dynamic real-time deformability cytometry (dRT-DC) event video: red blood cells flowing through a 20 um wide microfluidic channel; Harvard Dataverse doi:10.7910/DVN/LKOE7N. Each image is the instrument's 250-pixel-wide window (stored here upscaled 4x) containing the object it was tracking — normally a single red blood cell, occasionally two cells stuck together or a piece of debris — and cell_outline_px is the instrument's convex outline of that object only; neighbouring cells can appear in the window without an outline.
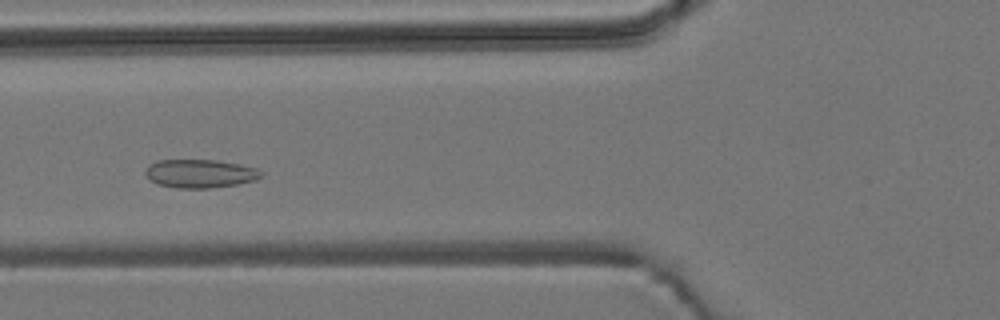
{"species": "common noctule bat (a hibernating species)", "species_latin": "Nyctalus noctula", "temperature_condition": "room temperature", "stored_images_in_passage": 49, "camera_frame_rate_fps": 3000, "um_per_image_px": 0.085, "animal": {"sex": "male", "body_mass_g": 19.2, "forearm_length_mm": 51.8}, "frame": {"image": 1, "passage_image": 15, "time_ms": 4.667, "image_size_px": [1000, 320], "cell_outline_px": [[264, 176], [256, 180], [236, 184], [208, 188], [176, 188], [156, 184], [144, 172], [148, 164], [156, 160], [216, 160], [240, 164], [256, 168], [264, 172]], "centroid_in_image_um": [17.02, 14.75], "position_along_channel_um": 108.8, "area_um2": 19.31}}
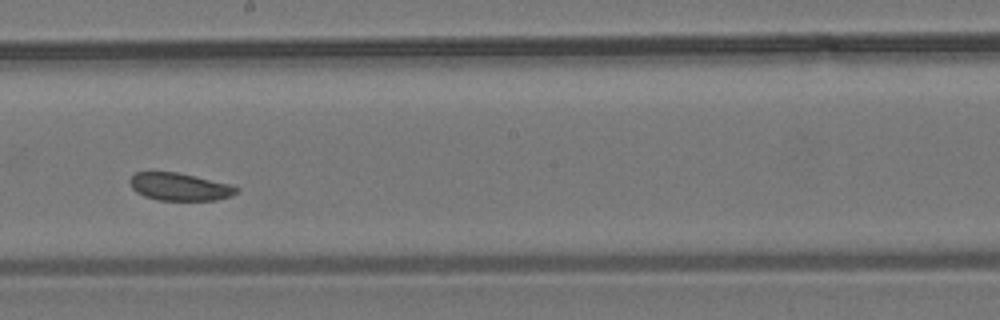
{"frame": {"image": 2, "passage_image": 25, "time_ms": 8.0, "image_size_px": [1000, 320], "cell_outline_px": [[240, 188], [232, 196], [216, 200], [156, 200], [144, 196], [136, 192], [132, 188], [128, 180], [136, 172], [176, 172], [196, 176], [232, 184]], "centroid_in_image_um": [15.28, 15.88], "position_along_channel_um": 232.9, "area_um2": 17.28}}
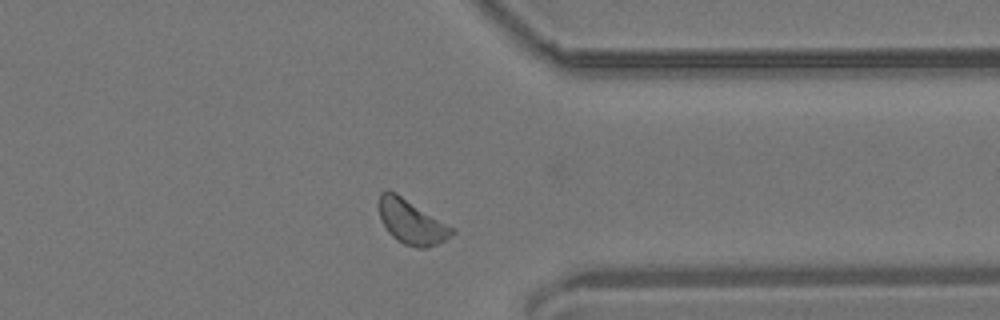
{"frame": {"image": 3, "passage_image": 37, "time_ms": 12.0, "image_size_px": [1000, 320], "cell_outline_px": [[456, 232], [444, 240], [436, 244], [424, 248], [416, 248], [404, 244], [396, 240], [388, 232], [380, 220], [380, 192], [388, 188], [396, 192], [456, 228]], "centroid_in_image_um": [34.99, 18.84], "position_along_channel_um": 376.4, "area_um2": 19.13}}